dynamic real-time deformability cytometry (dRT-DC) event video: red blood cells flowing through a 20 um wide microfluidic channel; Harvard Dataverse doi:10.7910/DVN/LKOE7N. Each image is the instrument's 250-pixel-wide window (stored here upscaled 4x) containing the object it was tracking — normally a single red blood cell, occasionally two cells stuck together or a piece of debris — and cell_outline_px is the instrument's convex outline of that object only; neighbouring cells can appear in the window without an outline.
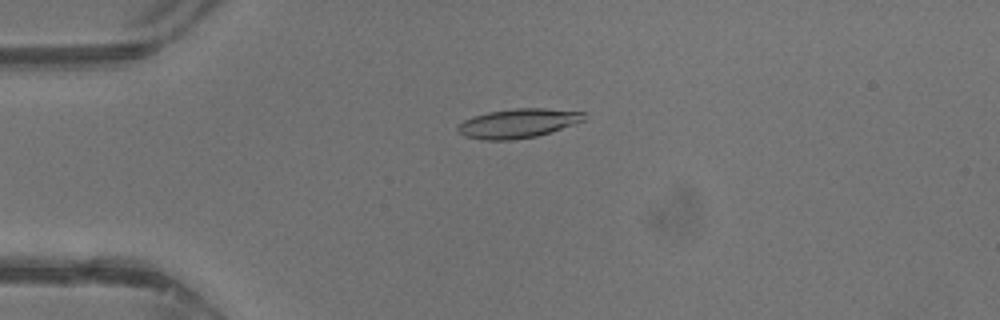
{"species": "common noctule bat (a hibernating species)", "species_latin": "Nyctalus noctula", "temperature_condition": "warm", "stored_images_in_passage": 43, "camera_frame_rate_fps": 3000, "um_per_image_px": 0.085, "animal": {"sex": "male", "body_mass_g": 13.3}, "frame": {"image": 1, "passage_image": 11, "time_ms": 3.333, "image_size_px": [1000, 320], "cell_outline_px": [[584, 120], [536, 136], [512, 140], [480, 140], [464, 136], [456, 128], [464, 120], [472, 116], [488, 112], [516, 108], [544, 108], [584, 112]], "centroid_in_image_um": [43.97, 10.48], "position_along_channel_um": 41.0, "area_um2": 21.21}}
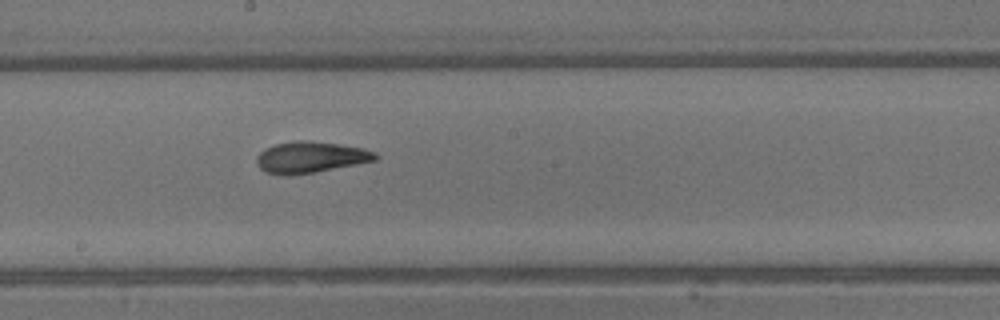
{"frame": {"image": 2, "passage_image": 24, "time_ms": 7.667, "image_size_px": [1000, 320], "cell_outline_px": [[380, 156], [376, 160], [316, 172], [288, 176], [284, 176], [264, 172], [256, 164], [256, 156], [264, 148], [276, 144], [296, 140], [304, 140], [336, 144], [364, 148], [376, 152]], "centroid_in_image_um": [26.36, 13.37], "position_along_channel_um": 221.8, "area_um2": 21.79}}
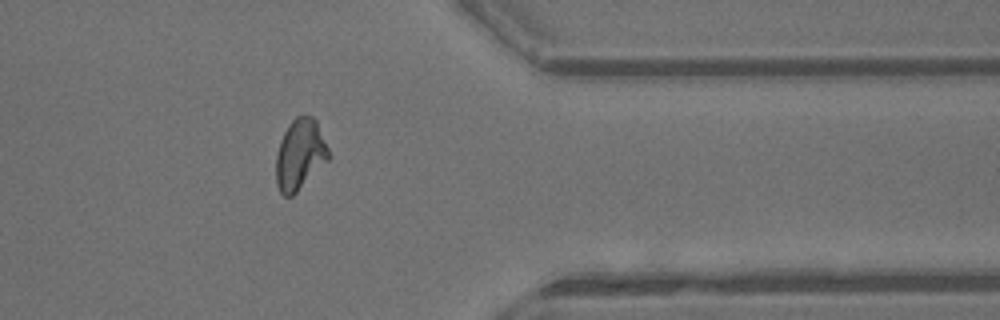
{"frame": {"image": 3, "passage_image": 35, "time_ms": 11.333, "image_size_px": [1000, 320], "cell_outline_px": [[332, 156], [292, 196], [284, 196], [280, 192], [276, 184], [276, 156], [280, 140], [288, 124], [296, 116], [312, 116], [316, 120]], "centroid_in_image_um": [25.49, 13.12], "position_along_channel_um": 385.9, "area_um2": 21.62}, "authors_computed_cell_mechanics": {"area_um2": 21.2126, "velocity_mm_per_s": 4.8671, "shape_relaxation_time_tau1_ms": 3.4823, "shape_relaxation_time_tau2_ms": 1.5016, "deformation_change_tau1": 0.1876, "deformation_change_tau2": 0.0822}}